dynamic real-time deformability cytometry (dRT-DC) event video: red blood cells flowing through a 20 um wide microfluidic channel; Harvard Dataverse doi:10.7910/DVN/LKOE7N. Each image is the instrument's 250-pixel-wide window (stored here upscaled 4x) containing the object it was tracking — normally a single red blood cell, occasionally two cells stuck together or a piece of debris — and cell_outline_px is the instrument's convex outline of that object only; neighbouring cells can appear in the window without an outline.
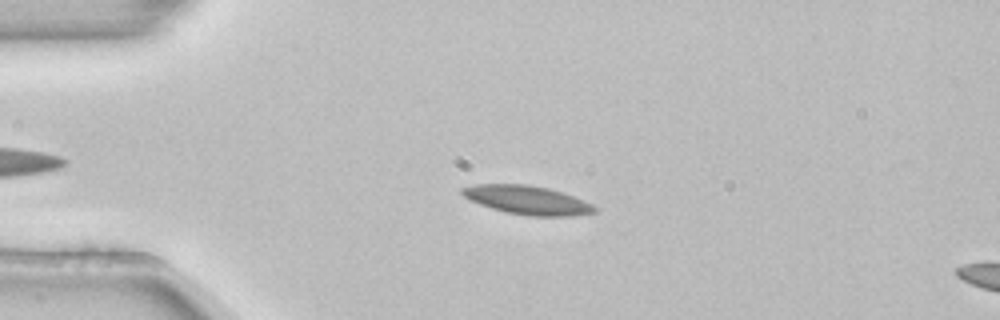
{"species": "common noctule bat (a hibernating species)", "species_latin": "Nyctalus noctula", "temperature_condition": "room temperature", "stored_images_in_passage": 52, "camera_frame_rate_fps": 3000, "um_per_image_px": 0.085, "animal": {"sex": "female", "body_mass_g": 22.7, "forearm_length_mm": 54.2}, "frame": {"image": 1, "passage_image": 11, "time_ms": 3.333, "image_size_px": [1000, 320], "cell_outline_px": [[596, 212], [572, 216], [528, 216], [504, 212], [480, 204], [464, 196], [460, 192], [460, 188], [476, 184], [528, 184], [548, 188], [584, 200], [592, 204], [596, 208]], "centroid_in_image_um": [44.81, 17.0], "position_along_channel_um": 40.2, "area_um2": 22.08}}
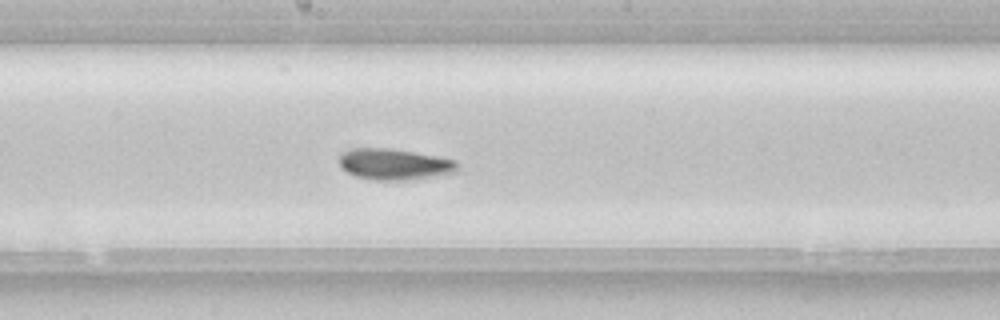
{"frame": {"image": 2, "passage_image": 27, "time_ms": 8.667, "image_size_px": [1000, 320], "cell_outline_px": [[456, 172], [404, 180], [376, 180], [356, 176], [340, 168], [336, 160], [340, 152], [352, 148], [392, 148], [436, 156], [456, 160]], "centroid_in_image_um": [33.4, 13.94], "position_along_channel_um": 214.8, "area_um2": 21.44}}
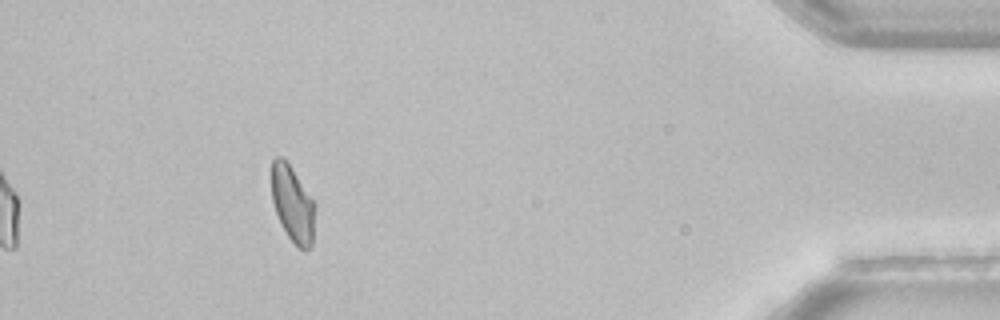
{"frame": {"image": 3, "passage_image": 47, "time_ms": 15.333, "image_size_px": [1000, 320], "cell_outline_px": [[316, 208], [312, 248], [304, 252], [288, 236], [280, 224], [272, 200], [272, 160], [276, 156], [284, 156], [316, 204]], "centroid_in_image_um": [24.9, 17.35], "position_along_channel_um": 410.3, "area_um2": 19.59}, "authors_computed_cell_mechanics": {"area_um2": 21.2415, "velocity_mm_per_s": 3.8318, "shape_relaxation_time_tau1_ms": 9.6751, "shape_relaxation_time_tau2_ms": 3.9266, "deformation_change_tau1": 0.159, "deformation_change_tau2": 0.0825}}